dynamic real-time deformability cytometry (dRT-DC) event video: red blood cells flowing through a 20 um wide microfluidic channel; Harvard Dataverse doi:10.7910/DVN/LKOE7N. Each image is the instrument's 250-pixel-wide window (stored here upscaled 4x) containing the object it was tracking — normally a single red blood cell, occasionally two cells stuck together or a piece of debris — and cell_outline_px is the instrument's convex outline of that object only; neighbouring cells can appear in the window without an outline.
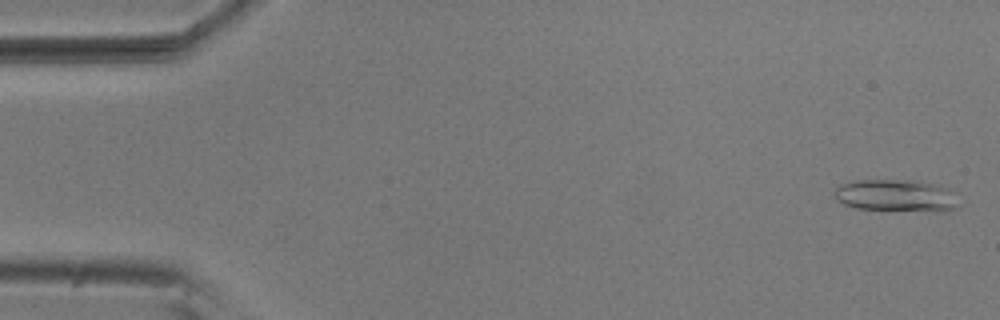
{"species": "common noctule bat (a hibernating species)", "species_latin": "Nyctalus noctula", "temperature_condition": "room temperature", "stored_images_in_passage": 54, "camera_frame_rate_fps": 3000, "um_per_image_px": 0.085, "animal": {"sex": "male", "body_mass_g": 20.5, "forearm_length_mm": 52.5}, "frame": {"image": 1, "passage_image": 2, "time_ms": 0.333, "image_size_px": [1000, 320], "cell_outline_px": [[956, 208], [944, 212], [940, 212], [856, 208], [844, 204], [836, 200], [836, 188], [840, 184], [856, 180], [916, 180], [948, 188]], "centroid_in_image_um": [76.11, 16.63], "position_along_channel_um": 8.9, "area_um2": 22.89}}
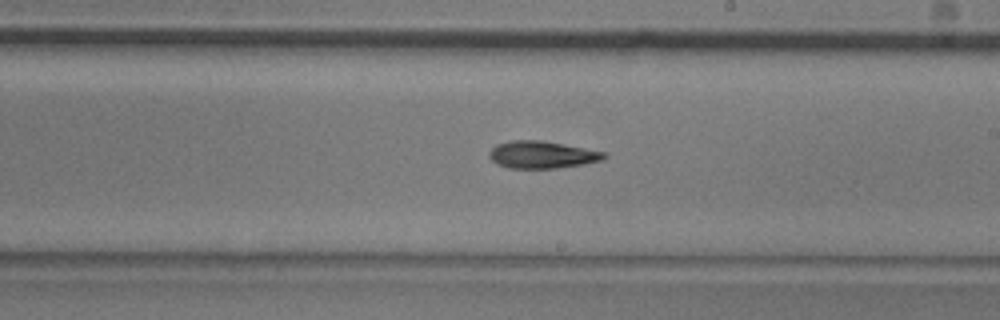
{"frame": {"image": 2, "passage_image": 31, "time_ms": 10.0, "image_size_px": [1000, 320], "cell_outline_px": [[608, 156], [604, 160], [584, 164], [556, 168], [508, 168], [496, 164], [488, 156], [488, 152], [496, 144], [512, 140], [540, 140], [564, 144], [604, 152]], "centroid_in_image_um": [46.05, 13.15], "position_along_channel_um": 242.9, "area_um2": 18.32}}
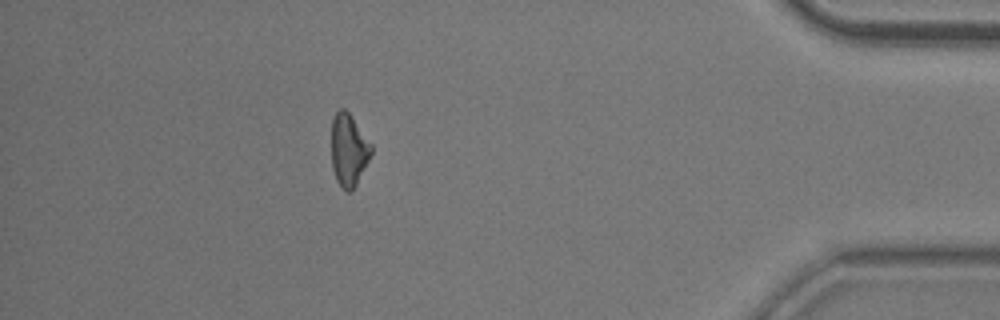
{"frame": {"image": 3, "passage_image": 48, "time_ms": 15.667, "image_size_px": [1000, 320], "cell_outline_px": [[372, 152], [356, 184], [348, 192], [344, 192], [340, 188], [336, 180], [332, 168], [332, 120], [336, 112], [340, 108], [344, 108], [352, 116], [372, 144]], "centroid_in_image_um": [29.63, 12.74], "position_along_channel_um": 405.6, "area_um2": 16.76}, "authors_computed_cell_mechanics": {"area_um2": 17.8891, "velocity_mm_per_s": 3.7407, "shape_relaxation_time_tau1_ms": 8.9281, "shape_relaxation_time_tau2_ms": 9.2851, "deformation_change_tau1": 0.18, "deformation_change_tau2": 0.2088}}